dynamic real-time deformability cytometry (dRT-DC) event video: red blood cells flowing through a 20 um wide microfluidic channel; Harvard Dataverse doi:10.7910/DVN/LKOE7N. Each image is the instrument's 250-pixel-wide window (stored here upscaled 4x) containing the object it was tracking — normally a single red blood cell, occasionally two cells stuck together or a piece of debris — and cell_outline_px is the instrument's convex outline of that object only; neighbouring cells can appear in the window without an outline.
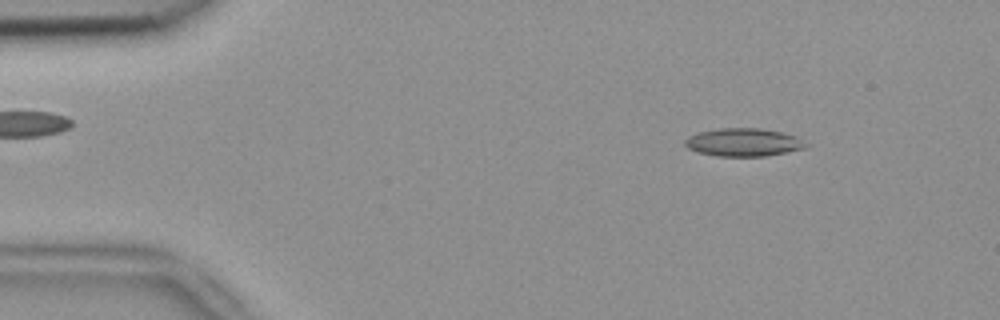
{"species": "common noctule bat (a hibernating species)", "species_latin": "Nyctalus noctula", "temperature_condition": "room temperature", "stored_images_in_passage": 52, "camera_frame_rate_fps": 3000, "um_per_image_px": 0.085, "animal": {"sex": "female", "body_mass_g": 18.4}, "frame": {"image": 1, "passage_image": 6, "time_ms": 1.667, "image_size_px": [1000, 320], "cell_outline_px": [[808, 144], [804, 148], [764, 156], [716, 156], [696, 152], [688, 148], [684, 144], [684, 140], [688, 136], [700, 132], [716, 128], [760, 128], [780, 132], [796, 136]], "centroid_in_image_um": [63.14, 12.09], "position_along_channel_um": 21.9, "area_um2": 19.65}}
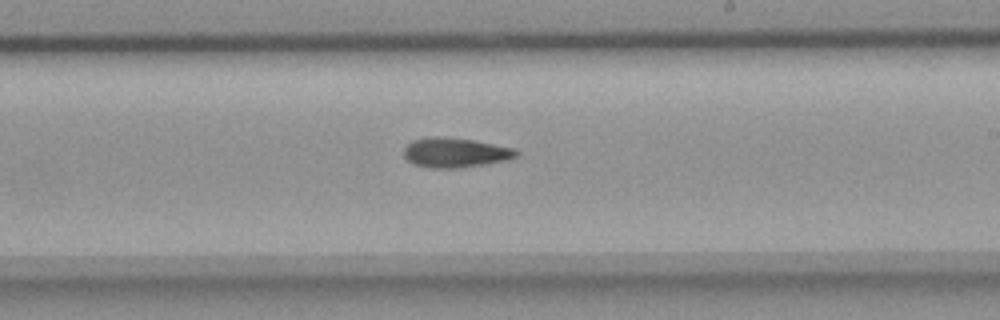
{"frame": {"image": 2, "passage_image": 30, "time_ms": 9.667, "image_size_px": [1000, 320], "cell_outline_px": [[520, 152], [516, 156], [508, 160], [460, 168], [428, 168], [416, 164], [408, 160], [404, 156], [404, 148], [412, 140], [472, 140], [512, 148]], "centroid_in_image_um": [38.74, 13.04], "position_along_channel_um": 250.3, "area_um2": 18.32}}
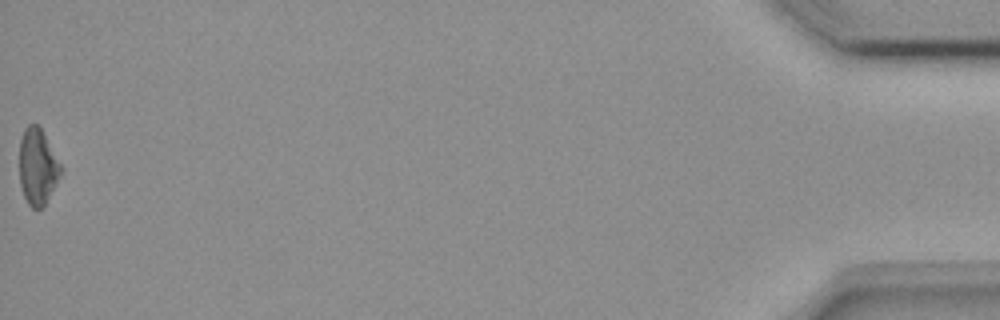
{"frame": {"image": 3, "passage_image": 52, "time_ms": 17.0, "image_size_px": [1000, 320], "cell_outline_px": [[60, 172], [44, 204], [40, 208], [32, 208], [28, 204], [24, 196], [20, 184], [20, 140], [24, 128], [28, 124], [36, 124], [40, 128], [60, 164]], "centroid_in_image_um": [3.14, 14.14], "position_along_channel_um": 432.1, "area_um2": 17.51}}